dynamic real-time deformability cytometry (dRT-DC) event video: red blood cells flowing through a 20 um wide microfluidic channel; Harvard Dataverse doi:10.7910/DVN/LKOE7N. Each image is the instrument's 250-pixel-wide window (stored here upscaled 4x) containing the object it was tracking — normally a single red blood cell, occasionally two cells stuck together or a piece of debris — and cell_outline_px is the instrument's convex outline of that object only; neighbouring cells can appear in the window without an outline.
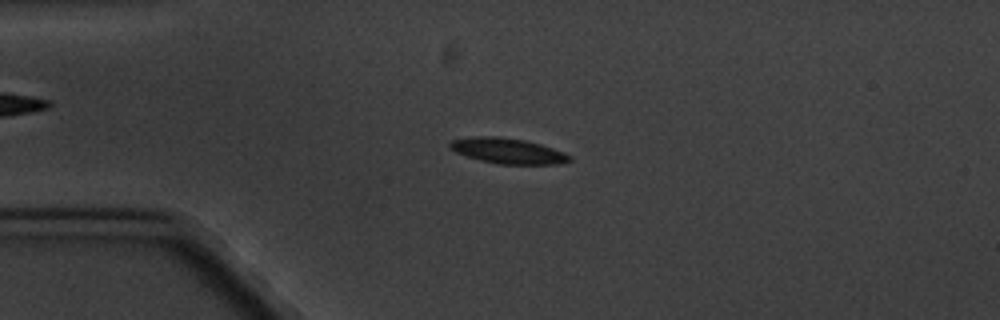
{"species": "common noctule bat (a hibernating species)", "species_latin": "Nyctalus noctula", "temperature_condition": "cold", "stored_images_in_passage": 4, "camera_frame_rate_fps": 3000, "um_per_image_px": 0.085, "animal": {"sex": "male", "body_mass_g": 20.1, "forearm_length_mm": 53.5}, "frame": {"image": 1, "passage_image": 4, "time_ms": 3.333, "image_size_px": [1000, 320], "cell_outline_px": [[572, 160], [560, 164], [500, 164], [480, 160], [456, 152], [448, 148], [448, 144], [452, 140], [476, 136], [496, 136], [524, 140], [540, 144], [564, 152], [572, 156]], "centroid_in_image_um": [43.18, 12.82], "position_along_channel_um": 41.8, "area_um2": 17.69}}